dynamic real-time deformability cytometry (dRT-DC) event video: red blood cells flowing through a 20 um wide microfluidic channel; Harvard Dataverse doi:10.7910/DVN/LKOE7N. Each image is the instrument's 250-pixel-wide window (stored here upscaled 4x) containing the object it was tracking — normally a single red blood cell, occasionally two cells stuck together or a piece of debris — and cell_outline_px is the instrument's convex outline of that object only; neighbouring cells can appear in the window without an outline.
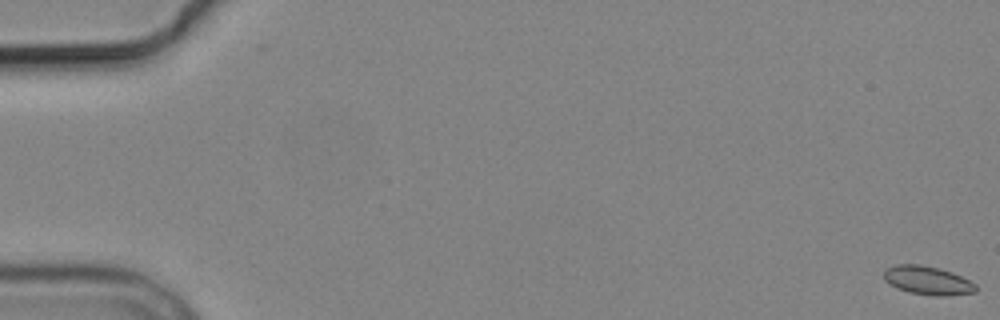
{"species": "common noctule bat (a hibernating species)", "species_latin": "Nyctalus noctula", "temperature_condition": "cold", "stored_images_in_passage": 5, "camera_frame_rate_fps": 3000, "um_per_image_px": 0.085, "animal": {"sex": "male", "body_mass_g": 19.2, "forearm_length_mm": 51.8}, "frame": {"image": 1, "passage_image": 1, "time_ms": 0.0, "image_size_px": [1000, 320], "cell_outline_px": [[976, 292], [944, 296], [932, 296], [908, 292], [884, 280], [884, 268], [896, 264], [920, 264], [940, 268], [952, 272], [976, 284]], "centroid_in_image_um": [78.84, 23.82], "position_along_channel_um": 6.2, "area_um2": 15.32}}
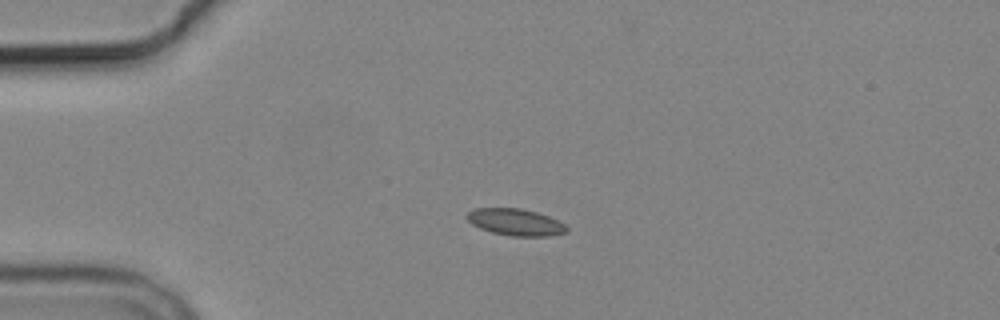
{"frame": {"image": 2, "passage_image": 5, "time_ms": 4.667, "image_size_px": [1000, 320], "cell_outline_px": [[568, 232], [548, 236], [512, 236], [492, 232], [480, 228], [472, 224], [468, 220], [468, 212], [476, 208], [520, 208], [536, 212], [548, 216], [564, 224], [568, 228]], "centroid_in_image_um": [43.83, 18.88], "position_along_channel_um": 41.2, "area_um2": 15.37}}